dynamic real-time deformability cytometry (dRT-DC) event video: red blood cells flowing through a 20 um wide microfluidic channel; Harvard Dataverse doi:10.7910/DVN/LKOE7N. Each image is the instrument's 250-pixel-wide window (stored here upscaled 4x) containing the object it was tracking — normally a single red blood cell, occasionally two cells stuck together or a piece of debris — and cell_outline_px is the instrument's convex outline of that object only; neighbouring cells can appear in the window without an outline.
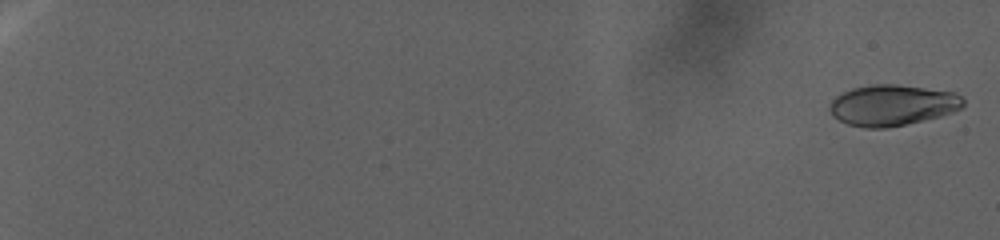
{"species": "human", "species_latin": "Homo sapiens", "temperature_condition": "warm", "stored_images_in_passage": 100, "camera_frame_rate_fps": 3000, "um_per_image_px": 0.085, "donor": {"sex": "female"}, "frame": {"image": 1, "passage_image": 3, "time_ms": 1.0, "image_size_px": [1000, 240], "cell_outline_px": [[964, 104], [960, 108], [952, 112], [940, 116], [904, 124], [884, 128], [864, 128], [848, 124], [832, 116], [828, 108], [832, 100], [836, 96], [852, 88], [872, 84], [896, 84], [956, 92], [964, 100]], "centroid_in_image_um": [75.83, 8.93], "position_along_channel_um": 9.2, "area_um2": 31.73}}
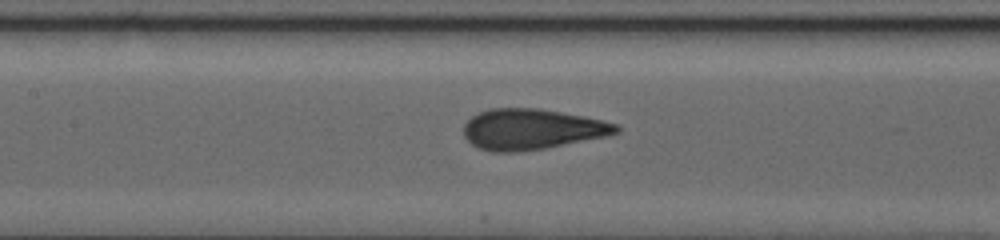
{"frame": {"image": 2, "passage_image": 59, "time_ms": 29.0, "image_size_px": [1000, 240], "cell_outline_px": [[620, 132], [608, 136], [544, 148], [520, 152], [492, 152], [480, 148], [472, 144], [464, 136], [464, 124], [472, 116], [480, 112], [492, 108], [540, 108], [584, 116], [620, 124]], "centroid_in_image_um": [45.23, 10.98], "position_along_channel_um": 162.2, "area_um2": 36.24}}
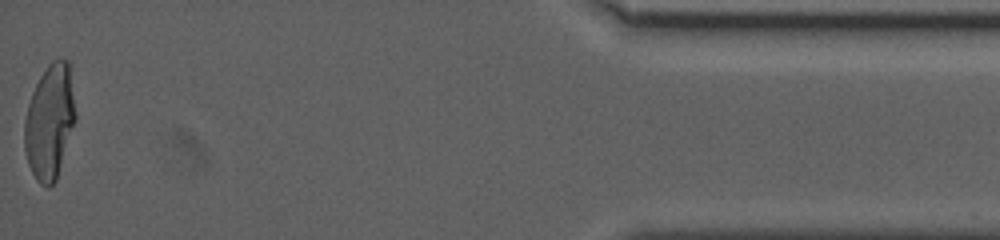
{"frame": {"image": 3, "passage_image": 100, "time_ms": 51.0, "image_size_px": [1000, 240], "cell_outline_px": [[76, 120], [56, 180], [48, 188], [40, 184], [36, 180], [28, 164], [24, 148], [24, 120], [28, 104], [32, 92], [40, 76], [48, 64], [52, 60], [60, 56], [68, 60], [76, 112]], "centroid_in_image_um": [4.22, 10.34], "position_along_channel_um": 431.0, "area_um2": 34.33}}